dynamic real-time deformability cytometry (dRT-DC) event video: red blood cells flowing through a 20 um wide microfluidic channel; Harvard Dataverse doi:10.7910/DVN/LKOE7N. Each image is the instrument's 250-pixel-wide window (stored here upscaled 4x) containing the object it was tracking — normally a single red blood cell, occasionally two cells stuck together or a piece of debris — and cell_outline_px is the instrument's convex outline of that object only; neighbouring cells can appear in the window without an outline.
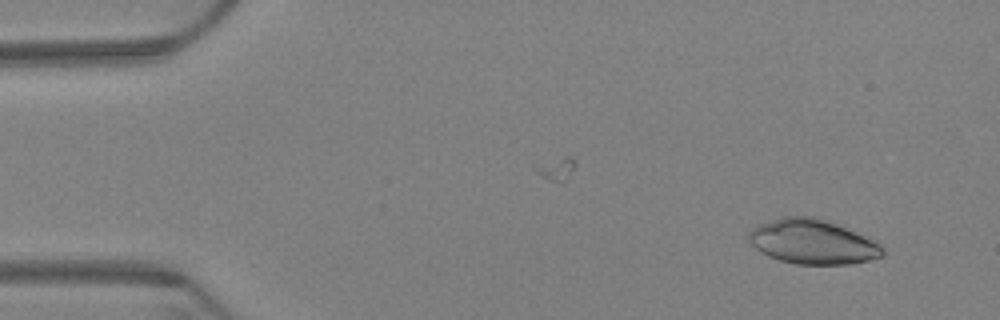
{"species": "Egyptian fruit bat (a non-hibernating species)", "species_latin": "Rousettus aegyptiacus", "temperature_condition": "warm", "stored_images_in_passage": 53, "camera_frame_rate_fps": 3000, "um_per_image_px": 0.085, "animal": {"sex": "female"}, "frame": {"image": 1, "passage_image": 3, "time_ms": 0.667, "image_size_px": [1000, 320], "cell_outline_px": [[884, 256], [868, 260], [848, 264], [796, 264], [780, 260], [768, 256], [760, 252], [748, 240], [748, 232], [756, 224], [780, 216], [816, 216], [836, 224], [872, 240], [880, 244], [884, 248]], "centroid_in_image_um": [69.01, 20.54], "position_along_channel_um": 16.0, "area_um2": 34.8}}
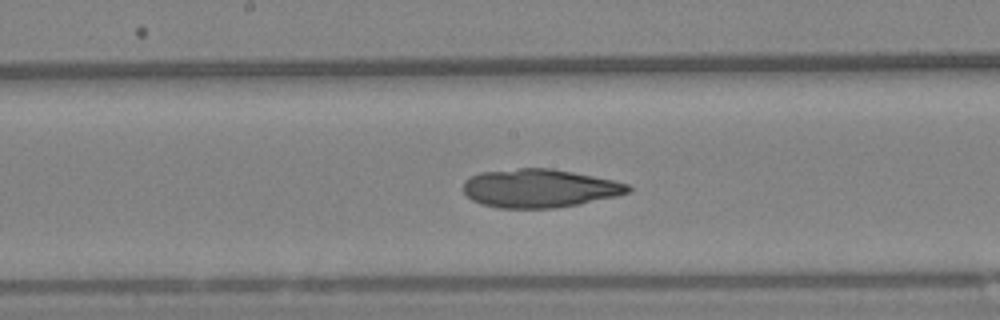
{"frame": {"image": 2, "passage_image": 31, "time_ms": 10.0, "image_size_px": [1000, 320], "cell_outline_px": [[632, 192], [616, 196], [580, 204], [556, 208], [500, 208], [480, 204], [472, 200], [464, 192], [464, 180], [480, 172], [520, 168], [552, 168], [612, 180], [628, 184], [632, 188]], "centroid_in_image_um": [45.86, 16.01], "position_along_channel_um": 202.3, "area_um2": 36.93}}
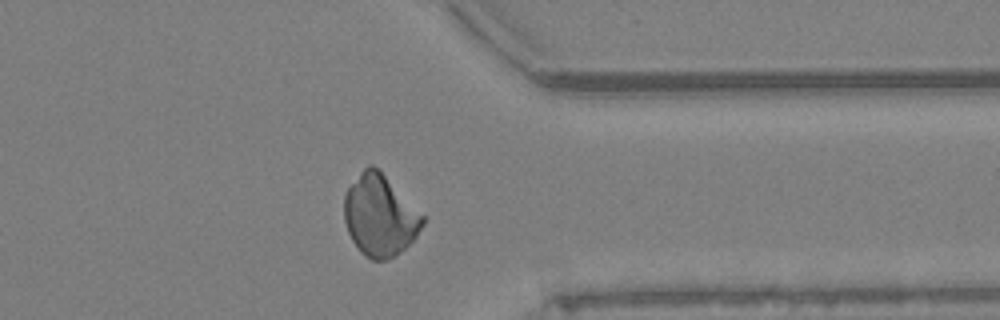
{"frame": {"image": 3, "passage_image": 48, "time_ms": 15.667, "image_size_px": [1000, 320], "cell_outline_px": [[424, 224], [416, 236], [400, 252], [388, 260], [372, 260], [360, 252], [352, 240], [348, 232], [344, 220], [344, 196], [348, 188], [360, 172], [368, 164], [372, 164], [424, 216]], "centroid_in_image_um": [32.26, 18.35], "position_along_channel_um": 379.1, "area_um2": 36.53}}